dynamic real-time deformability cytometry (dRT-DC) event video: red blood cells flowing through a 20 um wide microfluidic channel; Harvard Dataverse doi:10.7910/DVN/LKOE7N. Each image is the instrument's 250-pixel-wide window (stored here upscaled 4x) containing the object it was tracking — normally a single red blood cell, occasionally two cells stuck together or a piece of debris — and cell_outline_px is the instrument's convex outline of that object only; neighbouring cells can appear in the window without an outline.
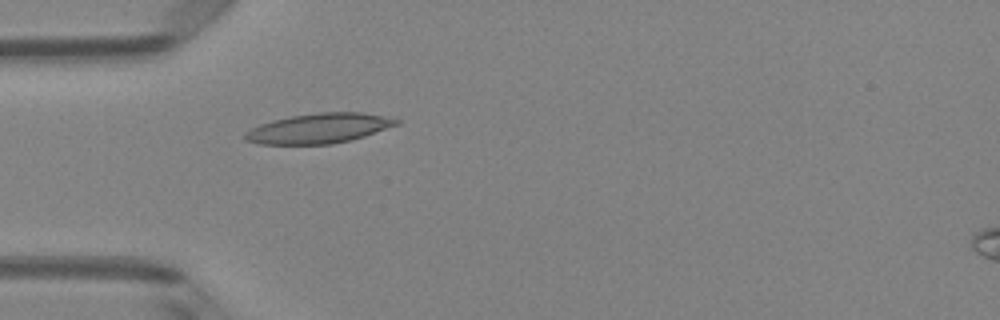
{"species": "Egyptian fruit bat (a non-hibernating species)", "species_latin": "Rousettus aegyptiacus", "temperature_condition": "room temperature", "stored_images_in_passage": 6, "camera_frame_rate_fps": 3000, "um_per_image_px": 0.085, "animal": {"sex": "female"}, "frame": {"image": 1, "passage_image": 5, "time_ms": 1.333, "image_size_px": [1000, 320], "cell_outline_px": [[400, 124], [352, 140], [332, 144], [260, 144], [244, 140], [244, 132], [260, 124], [272, 120], [292, 116], [316, 112], [360, 112], [400, 120]], "centroid_in_image_um": [27.08, 10.91], "position_along_channel_um": 57.9, "area_um2": 26.3}}